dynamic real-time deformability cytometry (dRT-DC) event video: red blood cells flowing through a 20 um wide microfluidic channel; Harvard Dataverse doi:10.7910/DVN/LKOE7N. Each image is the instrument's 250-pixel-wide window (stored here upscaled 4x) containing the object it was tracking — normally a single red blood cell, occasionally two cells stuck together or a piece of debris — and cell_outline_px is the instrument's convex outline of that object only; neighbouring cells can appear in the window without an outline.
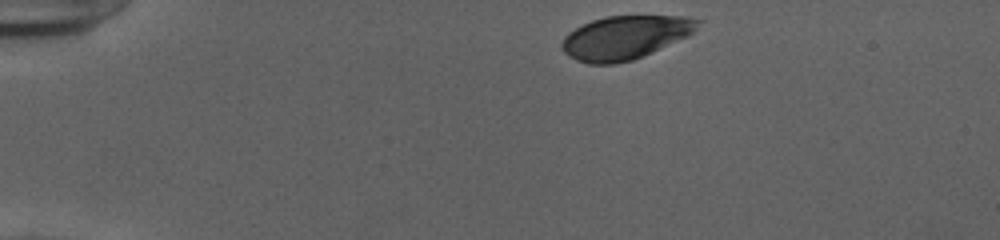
{"species": "human", "species_latin": "Homo sapiens", "temperature_condition": "cold", "stored_images_in_passage": 40, "camera_frame_rate_fps": 3000, "um_per_image_px": 0.085, "donor": {"sex": "female"}, "frame": {"image": 1, "passage_image": 1, "time_ms": 0.0, "image_size_px": [1000, 240], "cell_outline_px": [[704, 20], [688, 36], [652, 52], [632, 60], [612, 64], [588, 64], [576, 60], [568, 56], [564, 52], [560, 44], [564, 36], [568, 32], [580, 24], [604, 16], [684, 16]], "centroid_in_image_um": [53.1, 3.18], "position_along_channel_um": 31.9, "area_um2": 34.62}}
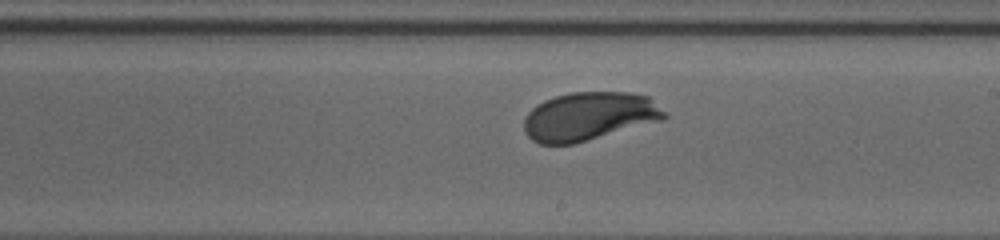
{"frame": {"image": 2, "passage_image": 23, "time_ms": 7.333, "image_size_px": [1000, 240], "cell_outline_px": [[668, 116], [664, 120], [572, 144], [540, 144], [532, 140], [524, 132], [524, 116], [536, 104], [544, 100], [556, 96], [572, 92], [628, 92], [648, 96]], "centroid_in_image_um": [50.05, 9.89], "position_along_channel_um": 239.0, "area_um2": 39.59}}
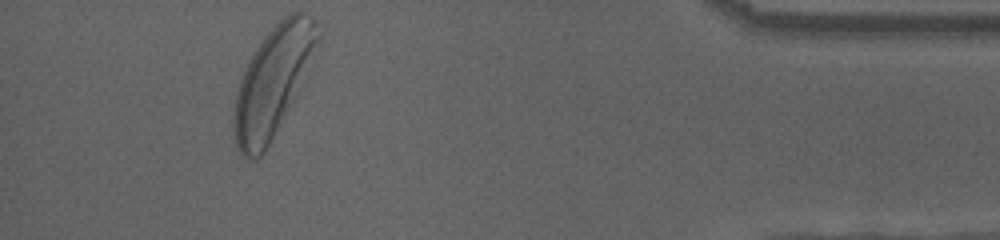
{"frame": {"image": 3, "passage_image": 40, "time_ms": 13.0, "image_size_px": [1000, 240], "cell_outline_px": [[320, 44], [296, 96], [264, 152], [256, 160], [248, 160], [236, 148], [232, 124], [232, 112], [236, 92], [240, 80], [248, 60], [264, 36], [284, 16], [292, 12], [304, 12], [312, 16], [316, 20], [320, 36]], "centroid_in_image_um": [23.19, 6.93], "position_along_channel_um": 412.0, "area_um2": 53.58}, "authors_computed_cell_mechanics": {"area_um2": 39.4196, "velocity_mm_per_s": 3.8703, "shape_relaxation_time_tau1_ms": 1.425, "shape_relaxation_time_tau2_ms": null, "deformation_change_tau1": 0.1393, "deformation_change_tau2": null}}